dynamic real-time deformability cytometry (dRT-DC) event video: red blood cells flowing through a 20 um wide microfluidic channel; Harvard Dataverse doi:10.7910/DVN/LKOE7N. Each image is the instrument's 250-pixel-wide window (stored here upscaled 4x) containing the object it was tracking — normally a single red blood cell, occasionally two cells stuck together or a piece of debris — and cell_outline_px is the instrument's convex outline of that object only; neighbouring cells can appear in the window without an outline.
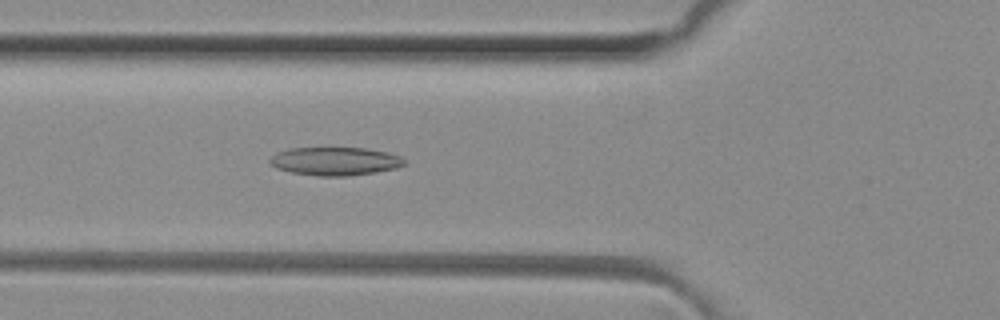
{"species": "common noctule bat (a hibernating species)", "species_latin": "Nyctalus noctula", "temperature_condition": "room temperature", "stored_images_in_passage": 44, "camera_frame_rate_fps": 3000, "um_per_image_px": 0.085, "animal": {"sex": "female", "body_mass_g": 29.2, "forearm_length_mm": 56.3}, "frame": {"image": 1, "passage_image": 15, "time_ms": 4.667, "image_size_px": [1000, 320], "cell_outline_px": [[404, 164], [396, 168], [376, 172], [348, 176], [320, 176], [292, 172], [276, 168], [268, 160], [276, 152], [288, 148], [364, 148], [388, 152], [400, 156], [404, 160]], "centroid_in_image_um": [28.47, 13.7], "position_along_channel_um": 97.3, "area_um2": 22.08}}
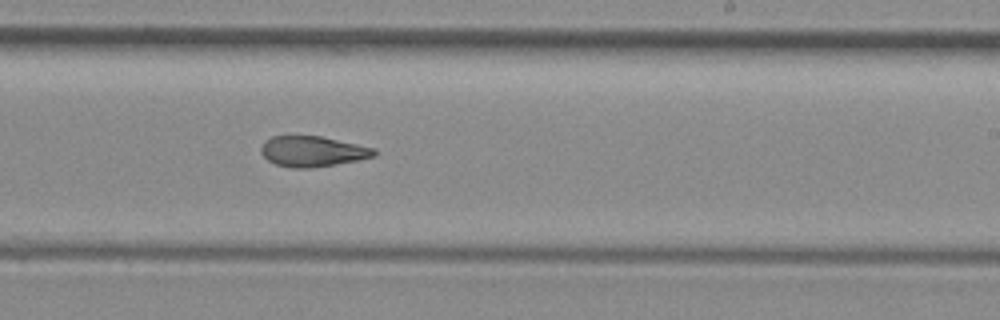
{"frame": {"image": 2, "passage_image": 27, "time_ms": 8.667, "image_size_px": [1000, 320], "cell_outline_px": [[376, 156], [356, 160], [308, 168], [292, 168], [276, 164], [268, 160], [260, 152], [260, 148], [264, 140], [272, 136], [320, 136], [376, 148]], "centroid_in_image_um": [26.54, 12.85], "position_along_channel_um": 262.5, "area_um2": 19.94}}
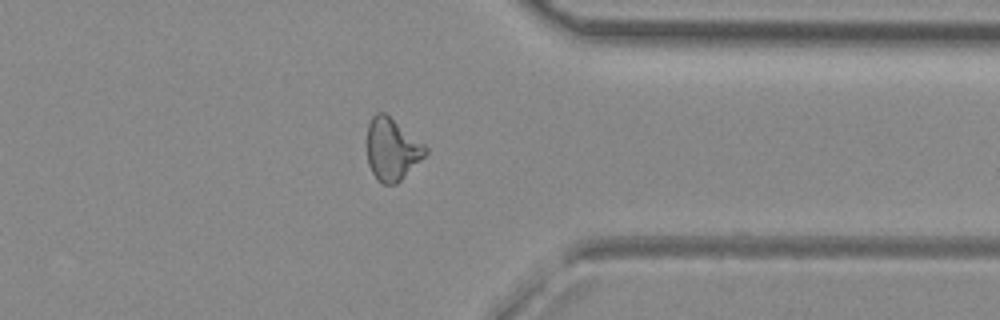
{"frame": {"image": 3, "passage_image": 36, "time_ms": 11.667, "image_size_px": [1000, 320], "cell_outline_px": [[428, 152], [396, 184], [384, 184], [372, 172], [368, 164], [368, 124], [372, 116], [376, 112], [384, 112], [424, 144], [428, 148]], "centroid_in_image_um": [33.31, 12.67], "position_along_channel_um": 378.1, "area_um2": 20.63}, "authors_computed_cell_mechanics": {"area_um2": 21.1837, "velocity_mm_per_s": 4.1283, "shape_relaxation_time_tau1_ms": null, "shape_relaxation_time_tau2_ms": 5.8938, "deformation_change_tau1": null, "deformation_change_tau2": 0.1523}}